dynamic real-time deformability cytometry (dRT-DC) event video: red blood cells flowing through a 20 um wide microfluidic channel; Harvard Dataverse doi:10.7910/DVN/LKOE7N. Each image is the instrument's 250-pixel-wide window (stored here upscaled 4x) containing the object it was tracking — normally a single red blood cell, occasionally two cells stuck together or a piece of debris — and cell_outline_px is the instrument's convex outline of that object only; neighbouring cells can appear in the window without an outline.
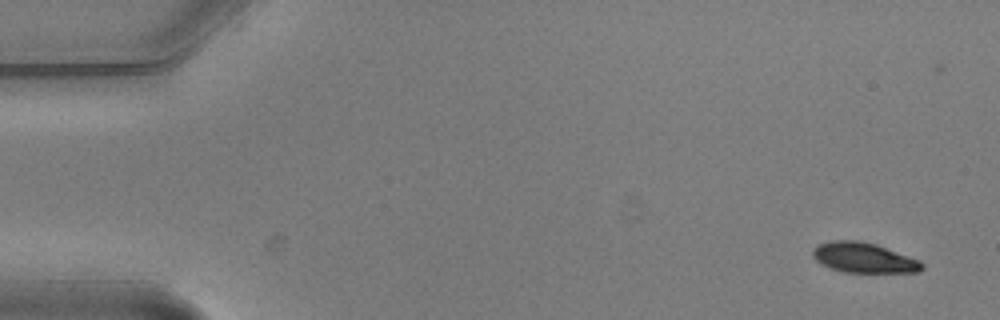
{"species": "common noctule bat (a hibernating species)", "species_latin": "Nyctalus noctula", "temperature_condition": "warm", "stored_images_in_passage": 7, "camera_frame_rate_fps": 3000, "um_per_image_px": 0.085, "animal": {"sex": "male", "body_mass_g": 20.5, "forearm_length_mm": 52.5}, "frame": {"image": 1, "passage_image": 1, "time_ms": 0.0, "image_size_px": [1000, 320], "cell_outline_px": [[924, 268], [920, 272], [844, 272], [820, 264], [812, 256], [812, 248], [816, 244], [832, 240], [860, 240], [876, 244], [920, 260], [924, 264]], "centroid_in_image_um": [73.4, 21.89], "position_along_channel_um": 11.6, "area_um2": 19.36}}
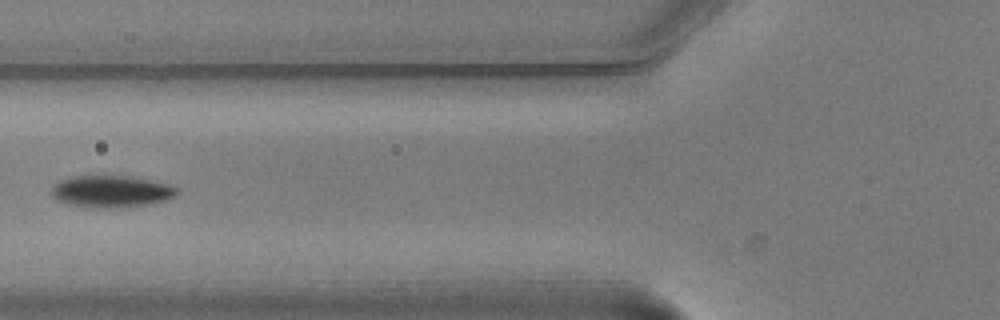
{"frame": {"image": 2, "passage_image": 6, "time_ms": 1.667, "image_size_px": [1000, 320], "cell_outline_px": [[180, 192], [176, 196], [164, 200], [148, 204], [108, 208], [92, 208], [68, 204], [56, 200], [48, 192], [52, 184], [60, 180], [72, 176], [132, 176], [168, 184], [180, 188]], "centroid_in_image_um": [9.41, 16.26], "position_along_channel_um": 116.4, "area_um2": 23.64}}
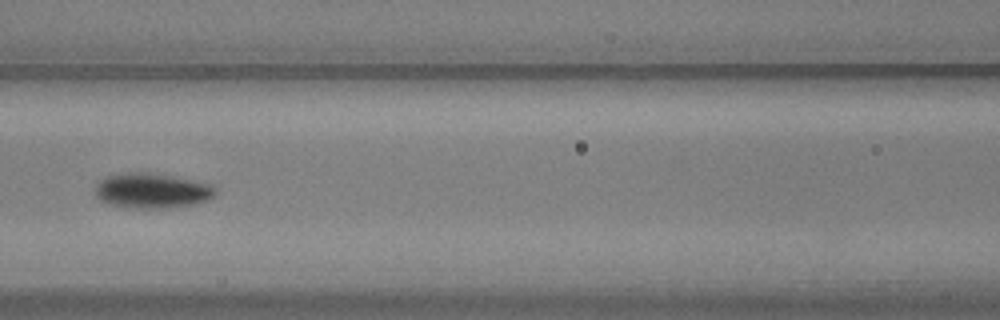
{"frame": {"image": 3, "passage_image": 7, "time_ms": 2.0, "image_size_px": [1000, 320], "cell_outline_px": [[216, 196], [208, 200], [196, 204], [168, 208], [136, 208], [108, 204], [100, 200], [96, 196], [96, 184], [104, 176], [128, 172], [144, 172], [172, 176], [212, 184], [216, 188]], "centroid_in_image_um": [12.94, 16.21], "position_along_channel_um": 153.7, "area_um2": 24.74}}